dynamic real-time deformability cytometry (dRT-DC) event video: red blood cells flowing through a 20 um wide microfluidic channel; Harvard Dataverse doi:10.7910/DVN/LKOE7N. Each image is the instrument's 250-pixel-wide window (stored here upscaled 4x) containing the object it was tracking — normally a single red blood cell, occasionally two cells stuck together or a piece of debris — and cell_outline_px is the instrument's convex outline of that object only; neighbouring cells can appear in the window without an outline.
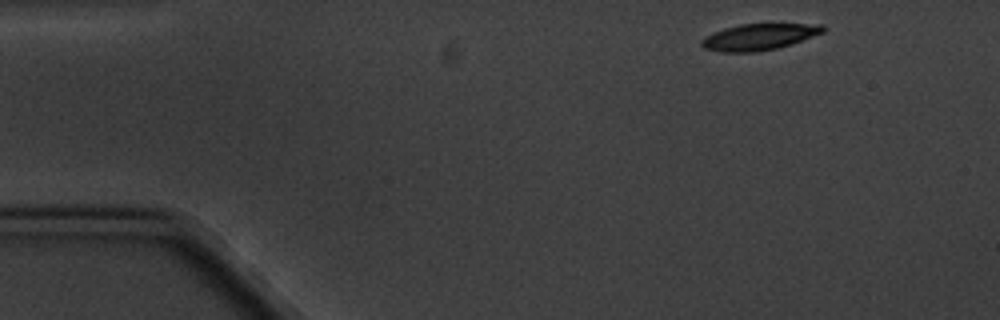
{"species": "common noctule bat (a hibernating species)", "species_latin": "Nyctalus noctula", "temperature_condition": "cold", "stored_images_in_passage": 4, "camera_frame_rate_fps": 3000, "um_per_image_px": 0.085, "animal": {"sex": "male", "body_mass_g": 20.1, "forearm_length_mm": 53.5}, "frame": {"image": 1, "passage_image": 1, "time_ms": 0.0, "image_size_px": [1000, 320], "cell_outline_px": [[828, 28], [824, 32], [792, 44], [776, 48], [756, 52], [720, 52], [704, 48], [700, 44], [700, 40], [724, 28], [740, 24], [824, 24]], "centroid_in_image_um": [64.56, 3.13], "position_along_channel_um": 20.4, "area_um2": 18.61}}
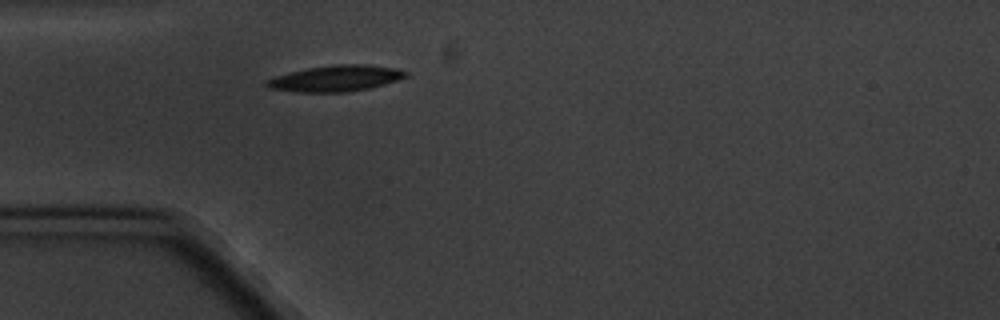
{"frame": {"image": 2, "passage_image": 4, "time_ms": 3.333, "image_size_px": [1000, 320], "cell_outline_px": [[408, 76], [372, 88], [348, 92], [296, 92], [268, 88], [264, 84], [264, 80], [276, 76], [308, 68], [336, 64], [364, 64], [396, 68], [408, 72]], "centroid_in_image_um": [28.53, 6.67], "position_along_channel_um": 56.5, "area_um2": 21.15}}